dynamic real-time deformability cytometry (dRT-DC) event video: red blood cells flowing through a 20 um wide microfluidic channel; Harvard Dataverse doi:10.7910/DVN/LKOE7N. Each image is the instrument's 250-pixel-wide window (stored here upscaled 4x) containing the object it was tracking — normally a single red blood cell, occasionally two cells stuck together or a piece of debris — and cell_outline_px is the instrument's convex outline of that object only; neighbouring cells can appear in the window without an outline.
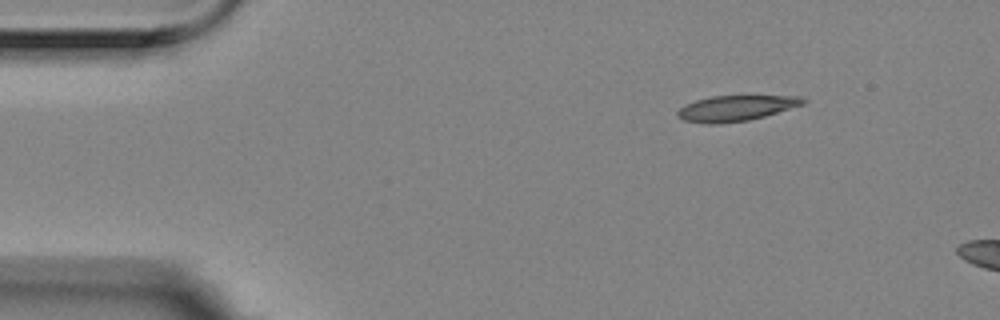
{"species": "Egyptian fruit bat (a non-hibernating species)", "species_latin": "Rousettus aegyptiacus", "temperature_condition": "room temperature", "stored_images_in_passage": 3, "camera_frame_rate_fps": 3000, "um_per_image_px": 0.085, "animal": {"sex": "female"}, "frame": {"image": 1, "passage_image": 1, "time_ms": 0.0, "image_size_px": [1000, 320], "cell_outline_px": [[808, 100], [804, 104], [764, 116], [748, 120], [716, 124], [708, 124], [684, 120], [676, 116], [676, 112], [684, 104], [696, 100], [712, 96], [800, 96]], "centroid_in_image_um": [62.53, 9.19], "position_along_channel_um": 22.5, "area_um2": 18.61}}